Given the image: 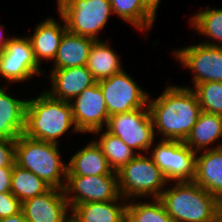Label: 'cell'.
I'll use <instances>...</instances> for the list:
<instances>
[{
	"label": "cell",
	"instance_id": "ba28073f",
	"mask_svg": "<svg viewBox=\"0 0 222 222\" xmlns=\"http://www.w3.org/2000/svg\"><path fill=\"white\" fill-rule=\"evenodd\" d=\"M109 116L146 107L149 96L123 70L98 81Z\"/></svg>",
	"mask_w": 222,
	"mask_h": 222
},
{
	"label": "cell",
	"instance_id": "ffe728a7",
	"mask_svg": "<svg viewBox=\"0 0 222 222\" xmlns=\"http://www.w3.org/2000/svg\"><path fill=\"white\" fill-rule=\"evenodd\" d=\"M67 30L66 23L62 26L54 19H47L37 26L35 33L29 37L35 59L40 65V60L54 59L62 36Z\"/></svg>",
	"mask_w": 222,
	"mask_h": 222
},
{
	"label": "cell",
	"instance_id": "7402d4cb",
	"mask_svg": "<svg viewBox=\"0 0 222 222\" xmlns=\"http://www.w3.org/2000/svg\"><path fill=\"white\" fill-rule=\"evenodd\" d=\"M86 67L97 82L112 77L122 70L117 53L107 43L100 40L94 41L89 52Z\"/></svg>",
	"mask_w": 222,
	"mask_h": 222
},
{
	"label": "cell",
	"instance_id": "9a60e30c",
	"mask_svg": "<svg viewBox=\"0 0 222 222\" xmlns=\"http://www.w3.org/2000/svg\"><path fill=\"white\" fill-rule=\"evenodd\" d=\"M51 79L53 88L47 93L53 98L68 102L97 82L86 66L54 69Z\"/></svg>",
	"mask_w": 222,
	"mask_h": 222
},
{
	"label": "cell",
	"instance_id": "d6986e66",
	"mask_svg": "<svg viewBox=\"0 0 222 222\" xmlns=\"http://www.w3.org/2000/svg\"><path fill=\"white\" fill-rule=\"evenodd\" d=\"M26 104L0 87V139L16 140L24 133Z\"/></svg>",
	"mask_w": 222,
	"mask_h": 222
},
{
	"label": "cell",
	"instance_id": "8d00e7d4",
	"mask_svg": "<svg viewBox=\"0 0 222 222\" xmlns=\"http://www.w3.org/2000/svg\"><path fill=\"white\" fill-rule=\"evenodd\" d=\"M69 0H58V11H60Z\"/></svg>",
	"mask_w": 222,
	"mask_h": 222
},
{
	"label": "cell",
	"instance_id": "6da1fadb",
	"mask_svg": "<svg viewBox=\"0 0 222 222\" xmlns=\"http://www.w3.org/2000/svg\"><path fill=\"white\" fill-rule=\"evenodd\" d=\"M152 123L164 140L185 141L196 124L201 107L190 88L169 86L157 99L148 103Z\"/></svg>",
	"mask_w": 222,
	"mask_h": 222
},
{
	"label": "cell",
	"instance_id": "8fae6325",
	"mask_svg": "<svg viewBox=\"0 0 222 222\" xmlns=\"http://www.w3.org/2000/svg\"><path fill=\"white\" fill-rule=\"evenodd\" d=\"M177 59L194 71V85L202 82H222V45L200 43L177 50Z\"/></svg>",
	"mask_w": 222,
	"mask_h": 222
},
{
	"label": "cell",
	"instance_id": "4316f807",
	"mask_svg": "<svg viewBox=\"0 0 222 222\" xmlns=\"http://www.w3.org/2000/svg\"><path fill=\"white\" fill-rule=\"evenodd\" d=\"M126 218L131 222H174L158 198L153 204L129 203L126 208Z\"/></svg>",
	"mask_w": 222,
	"mask_h": 222
},
{
	"label": "cell",
	"instance_id": "9c48e42d",
	"mask_svg": "<svg viewBox=\"0 0 222 222\" xmlns=\"http://www.w3.org/2000/svg\"><path fill=\"white\" fill-rule=\"evenodd\" d=\"M196 154L184 141L163 139L155 146L151 157L167 180L182 182L193 181Z\"/></svg>",
	"mask_w": 222,
	"mask_h": 222
},
{
	"label": "cell",
	"instance_id": "4dcf8cb0",
	"mask_svg": "<svg viewBox=\"0 0 222 222\" xmlns=\"http://www.w3.org/2000/svg\"><path fill=\"white\" fill-rule=\"evenodd\" d=\"M16 140L0 139V167H13L15 164Z\"/></svg>",
	"mask_w": 222,
	"mask_h": 222
},
{
	"label": "cell",
	"instance_id": "603a6c76",
	"mask_svg": "<svg viewBox=\"0 0 222 222\" xmlns=\"http://www.w3.org/2000/svg\"><path fill=\"white\" fill-rule=\"evenodd\" d=\"M220 137H222V115L201 111L184 143L193 151L199 152Z\"/></svg>",
	"mask_w": 222,
	"mask_h": 222
},
{
	"label": "cell",
	"instance_id": "f35d334b",
	"mask_svg": "<svg viewBox=\"0 0 222 222\" xmlns=\"http://www.w3.org/2000/svg\"><path fill=\"white\" fill-rule=\"evenodd\" d=\"M122 222H131L128 218H125Z\"/></svg>",
	"mask_w": 222,
	"mask_h": 222
},
{
	"label": "cell",
	"instance_id": "5bb4252c",
	"mask_svg": "<svg viewBox=\"0 0 222 222\" xmlns=\"http://www.w3.org/2000/svg\"><path fill=\"white\" fill-rule=\"evenodd\" d=\"M68 207L64 190L50 187L43 194L22 202L21 211L28 222H66Z\"/></svg>",
	"mask_w": 222,
	"mask_h": 222
},
{
	"label": "cell",
	"instance_id": "30bf717a",
	"mask_svg": "<svg viewBox=\"0 0 222 222\" xmlns=\"http://www.w3.org/2000/svg\"><path fill=\"white\" fill-rule=\"evenodd\" d=\"M64 187L67 202L72 209L79 204L117 200L120 192L117 172L111 175L67 176ZM76 192L68 197L69 192Z\"/></svg>",
	"mask_w": 222,
	"mask_h": 222
},
{
	"label": "cell",
	"instance_id": "4fadbf2b",
	"mask_svg": "<svg viewBox=\"0 0 222 222\" xmlns=\"http://www.w3.org/2000/svg\"><path fill=\"white\" fill-rule=\"evenodd\" d=\"M39 68L28 37L11 38L0 52V74L11 83L40 74Z\"/></svg>",
	"mask_w": 222,
	"mask_h": 222
},
{
	"label": "cell",
	"instance_id": "8992f818",
	"mask_svg": "<svg viewBox=\"0 0 222 222\" xmlns=\"http://www.w3.org/2000/svg\"><path fill=\"white\" fill-rule=\"evenodd\" d=\"M59 13L69 32L96 41L113 11L109 0H69Z\"/></svg>",
	"mask_w": 222,
	"mask_h": 222
},
{
	"label": "cell",
	"instance_id": "d4e9b609",
	"mask_svg": "<svg viewBox=\"0 0 222 222\" xmlns=\"http://www.w3.org/2000/svg\"><path fill=\"white\" fill-rule=\"evenodd\" d=\"M95 142L101 148L109 166L114 172L119 171L137 156L134 155V150L129 148L119 137L107 130H105L104 134L102 133L100 140Z\"/></svg>",
	"mask_w": 222,
	"mask_h": 222
},
{
	"label": "cell",
	"instance_id": "e0dca14e",
	"mask_svg": "<svg viewBox=\"0 0 222 222\" xmlns=\"http://www.w3.org/2000/svg\"><path fill=\"white\" fill-rule=\"evenodd\" d=\"M94 39L65 31L61 38L56 56L54 69L86 66Z\"/></svg>",
	"mask_w": 222,
	"mask_h": 222
},
{
	"label": "cell",
	"instance_id": "277c9868",
	"mask_svg": "<svg viewBox=\"0 0 222 222\" xmlns=\"http://www.w3.org/2000/svg\"><path fill=\"white\" fill-rule=\"evenodd\" d=\"M58 144L21 134L15 144V164L33 172L47 185L63 190L61 176L67 178V166L59 155Z\"/></svg>",
	"mask_w": 222,
	"mask_h": 222
},
{
	"label": "cell",
	"instance_id": "83f0119b",
	"mask_svg": "<svg viewBox=\"0 0 222 222\" xmlns=\"http://www.w3.org/2000/svg\"><path fill=\"white\" fill-rule=\"evenodd\" d=\"M194 87L201 111L222 115V82H202Z\"/></svg>",
	"mask_w": 222,
	"mask_h": 222
},
{
	"label": "cell",
	"instance_id": "cb8c5ba5",
	"mask_svg": "<svg viewBox=\"0 0 222 222\" xmlns=\"http://www.w3.org/2000/svg\"><path fill=\"white\" fill-rule=\"evenodd\" d=\"M50 188L33 172L16 164L13 166L10 192L22 203L43 194Z\"/></svg>",
	"mask_w": 222,
	"mask_h": 222
},
{
	"label": "cell",
	"instance_id": "74e56055",
	"mask_svg": "<svg viewBox=\"0 0 222 222\" xmlns=\"http://www.w3.org/2000/svg\"><path fill=\"white\" fill-rule=\"evenodd\" d=\"M66 222H79V221L72 215V217L69 216V217L67 218Z\"/></svg>",
	"mask_w": 222,
	"mask_h": 222
},
{
	"label": "cell",
	"instance_id": "f546056e",
	"mask_svg": "<svg viewBox=\"0 0 222 222\" xmlns=\"http://www.w3.org/2000/svg\"><path fill=\"white\" fill-rule=\"evenodd\" d=\"M22 203L11 193H0V219L21 212Z\"/></svg>",
	"mask_w": 222,
	"mask_h": 222
},
{
	"label": "cell",
	"instance_id": "e575fe53",
	"mask_svg": "<svg viewBox=\"0 0 222 222\" xmlns=\"http://www.w3.org/2000/svg\"><path fill=\"white\" fill-rule=\"evenodd\" d=\"M10 39H5L3 32H0V52H2Z\"/></svg>",
	"mask_w": 222,
	"mask_h": 222
},
{
	"label": "cell",
	"instance_id": "44dd1931",
	"mask_svg": "<svg viewBox=\"0 0 222 222\" xmlns=\"http://www.w3.org/2000/svg\"><path fill=\"white\" fill-rule=\"evenodd\" d=\"M116 201L118 199L79 204L72 209V215L79 222H122L126 218L127 205L120 206Z\"/></svg>",
	"mask_w": 222,
	"mask_h": 222
},
{
	"label": "cell",
	"instance_id": "7c38bea8",
	"mask_svg": "<svg viewBox=\"0 0 222 222\" xmlns=\"http://www.w3.org/2000/svg\"><path fill=\"white\" fill-rule=\"evenodd\" d=\"M74 100L70 105L78 132L96 134L101 131L103 123L107 126L109 114L98 82L85 89Z\"/></svg>",
	"mask_w": 222,
	"mask_h": 222
},
{
	"label": "cell",
	"instance_id": "f1b7e54d",
	"mask_svg": "<svg viewBox=\"0 0 222 222\" xmlns=\"http://www.w3.org/2000/svg\"><path fill=\"white\" fill-rule=\"evenodd\" d=\"M191 23L200 34L222 42V9H210L201 11L193 16Z\"/></svg>",
	"mask_w": 222,
	"mask_h": 222
},
{
	"label": "cell",
	"instance_id": "836d02e7",
	"mask_svg": "<svg viewBox=\"0 0 222 222\" xmlns=\"http://www.w3.org/2000/svg\"><path fill=\"white\" fill-rule=\"evenodd\" d=\"M0 222H28L23 214V212H19L16 215L1 218Z\"/></svg>",
	"mask_w": 222,
	"mask_h": 222
},
{
	"label": "cell",
	"instance_id": "d590c367",
	"mask_svg": "<svg viewBox=\"0 0 222 222\" xmlns=\"http://www.w3.org/2000/svg\"><path fill=\"white\" fill-rule=\"evenodd\" d=\"M218 218L222 222V197L219 198V210H218Z\"/></svg>",
	"mask_w": 222,
	"mask_h": 222
},
{
	"label": "cell",
	"instance_id": "52a82bcc",
	"mask_svg": "<svg viewBox=\"0 0 222 222\" xmlns=\"http://www.w3.org/2000/svg\"><path fill=\"white\" fill-rule=\"evenodd\" d=\"M144 108L109 116L106 126L108 132L119 137L132 150H148L155 138L149 108Z\"/></svg>",
	"mask_w": 222,
	"mask_h": 222
},
{
	"label": "cell",
	"instance_id": "7a4b0ae2",
	"mask_svg": "<svg viewBox=\"0 0 222 222\" xmlns=\"http://www.w3.org/2000/svg\"><path fill=\"white\" fill-rule=\"evenodd\" d=\"M74 124L70 102L53 98L44 91L36 99L27 100L24 135L57 144V138Z\"/></svg>",
	"mask_w": 222,
	"mask_h": 222
},
{
	"label": "cell",
	"instance_id": "ac0fdd59",
	"mask_svg": "<svg viewBox=\"0 0 222 222\" xmlns=\"http://www.w3.org/2000/svg\"><path fill=\"white\" fill-rule=\"evenodd\" d=\"M113 172L95 141L74 154L67 166V176L111 175Z\"/></svg>",
	"mask_w": 222,
	"mask_h": 222
},
{
	"label": "cell",
	"instance_id": "5b68a950",
	"mask_svg": "<svg viewBox=\"0 0 222 222\" xmlns=\"http://www.w3.org/2000/svg\"><path fill=\"white\" fill-rule=\"evenodd\" d=\"M118 187L122 198L154 196L159 198L167 179L152 157L135 156L117 171Z\"/></svg>",
	"mask_w": 222,
	"mask_h": 222
},
{
	"label": "cell",
	"instance_id": "ab89813d",
	"mask_svg": "<svg viewBox=\"0 0 222 222\" xmlns=\"http://www.w3.org/2000/svg\"><path fill=\"white\" fill-rule=\"evenodd\" d=\"M213 222H221V220L219 218H217L216 220H214Z\"/></svg>",
	"mask_w": 222,
	"mask_h": 222
},
{
	"label": "cell",
	"instance_id": "1f68e13d",
	"mask_svg": "<svg viewBox=\"0 0 222 222\" xmlns=\"http://www.w3.org/2000/svg\"><path fill=\"white\" fill-rule=\"evenodd\" d=\"M13 167H0V193L10 192Z\"/></svg>",
	"mask_w": 222,
	"mask_h": 222
},
{
	"label": "cell",
	"instance_id": "3957f363",
	"mask_svg": "<svg viewBox=\"0 0 222 222\" xmlns=\"http://www.w3.org/2000/svg\"><path fill=\"white\" fill-rule=\"evenodd\" d=\"M158 199L174 222H213L218 218L219 199L193 181H177Z\"/></svg>",
	"mask_w": 222,
	"mask_h": 222
},
{
	"label": "cell",
	"instance_id": "484cf974",
	"mask_svg": "<svg viewBox=\"0 0 222 222\" xmlns=\"http://www.w3.org/2000/svg\"><path fill=\"white\" fill-rule=\"evenodd\" d=\"M113 13L133 24L137 29L151 28L155 17L144 7L141 0H109Z\"/></svg>",
	"mask_w": 222,
	"mask_h": 222
},
{
	"label": "cell",
	"instance_id": "d6a6232c",
	"mask_svg": "<svg viewBox=\"0 0 222 222\" xmlns=\"http://www.w3.org/2000/svg\"><path fill=\"white\" fill-rule=\"evenodd\" d=\"M144 7L155 17L160 0H141Z\"/></svg>",
	"mask_w": 222,
	"mask_h": 222
},
{
	"label": "cell",
	"instance_id": "2e32d148",
	"mask_svg": "<svg viewBox=\"0 0 222 222\" xmlns=\"http://www.w3.org/2000/svg\"><path fill=\"white\" fill-rule=\"evenodd\" d=\"M193 182L218 199L222 197V145L196 157Z\"/></svg>",
	"mask_w": 222,
	"mask_h": 222
}]
</instances>
